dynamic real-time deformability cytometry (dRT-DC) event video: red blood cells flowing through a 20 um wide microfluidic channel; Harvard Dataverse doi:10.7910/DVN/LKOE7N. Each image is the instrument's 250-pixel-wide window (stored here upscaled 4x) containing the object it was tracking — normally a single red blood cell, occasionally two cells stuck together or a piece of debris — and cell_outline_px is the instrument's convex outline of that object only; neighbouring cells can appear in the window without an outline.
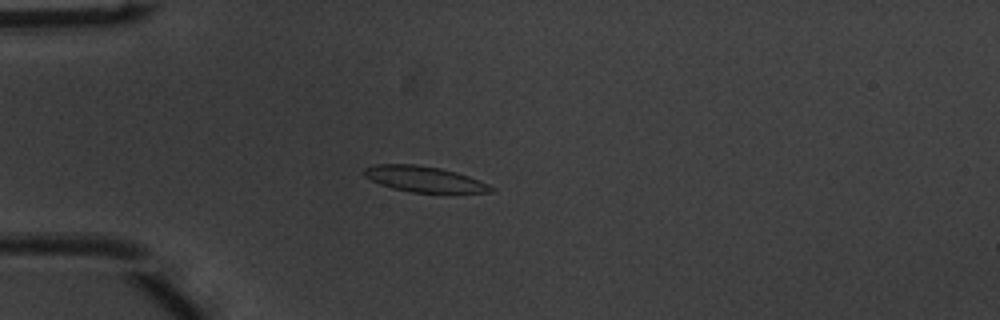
{"species": "common noctule bat (a hibernating species)", "species_latin": "Nyctalus noctula", "temperature_condition": "warm", "stored_images_in_passage": 51, "camera_frame_rate_fps": 3000, "um_per_image_px": 0.085, "animal": {"sex": "male", "body_mass_g": 20.1, "forearm_length_mm": 53.5}, "frame": {"image": 1, "passage_image": 15, "time_ms": 4.667, "image_size_px": [1000, 320], "cell_outline_px": [[496, 192], [412, 192], [392, 188], [380, 184], [364, 176], [364, 168], [376, 164], [416, 164], [440, 168], [456, 172], [468, 176], [488, 184], [496, 188]], "centroid_in_image_um": [36.06, 15.22], "position_along_channel_um": 48.9, "area_um2": 18.84}}
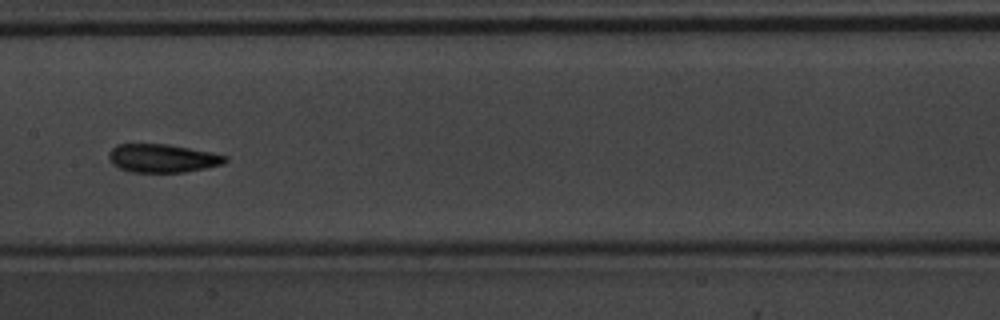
{"frame": {"image": 2, "passage_image": 27, "time_ms": 8.667, "image_size_px": [1000, 320], "cell_outline_px": [[228, 160], [224, 164], [184, 172], [132, 172], [120, 168], [112, 164], [108, 160], [108, 152], [116, 144], [168, 144], [212, 152], [228, 156]], "centroid_in_image_um": [13.8, 13.44], "position_along_channel_um": 193.6, "area_um2": 19.36}}
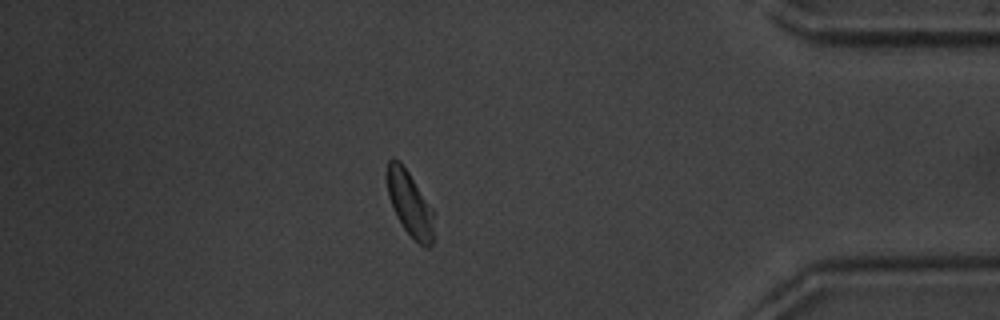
{"frame": {"image": 3, "passage_image": 45, "time_ms": 14.667, "image_size_px": [1000, 320], "cell_outline_px": [[436, 212], [432, 244], [428, 248], [424, 248], [404, 228], [396, 216], [392, 208], [388, 196], [384, 176], [388, 160], [392, 156], [400, 160]], "centroid_in_image_um": [34.82, 17.26], "position_along_channel_um": 400.4, "area_um2": 18.5}, "authors_computed_cell_mechanics": {"area_um2": 18.8428, "velocity_mm_per_s": 4.0126, "shape_relaxation_time_tau1_ms": 2.2276, "shape_relaxation_time_tau2_ms": 1.7777, "deformation_change_tau1": 0.0982, "deformation_change_tau2": 0.0662}}